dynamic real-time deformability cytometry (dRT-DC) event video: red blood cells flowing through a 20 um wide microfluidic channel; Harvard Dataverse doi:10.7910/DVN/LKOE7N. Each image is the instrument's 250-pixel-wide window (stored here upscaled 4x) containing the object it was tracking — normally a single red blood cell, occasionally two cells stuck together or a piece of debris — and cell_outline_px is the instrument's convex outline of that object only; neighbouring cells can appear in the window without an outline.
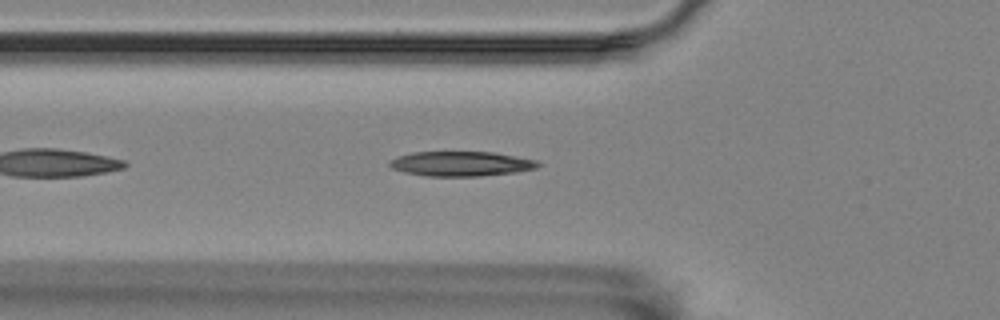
{"species": "Egyptian fruit bat (a non-hibernating species)", "species_latin": "Rousettus aegyptiacus", "temperature_condition": "room temperature", "stored_images_in_passage": 37, "camera_frame_rate_fps": 3000, "um_per_image_px": 0.085, "animal": {"sex": "female"}, "frame": {"image": 1, "passage_image": 6, "time_ms": 1.667, "image_size_px": [1000, 320], "cell_outline_px": [[540, 164], [536, 168], [516, 172], [480, 176], [424, 176], [404, 172], [392, 168], [388, 164], [388, 160], [396, 156], [412, 152], [492, 152], [536, 160]], "centroid_in_image_um": [39.12, 13.92], "position_along_channel_um": 86.7, "area_um2": 21.44}}
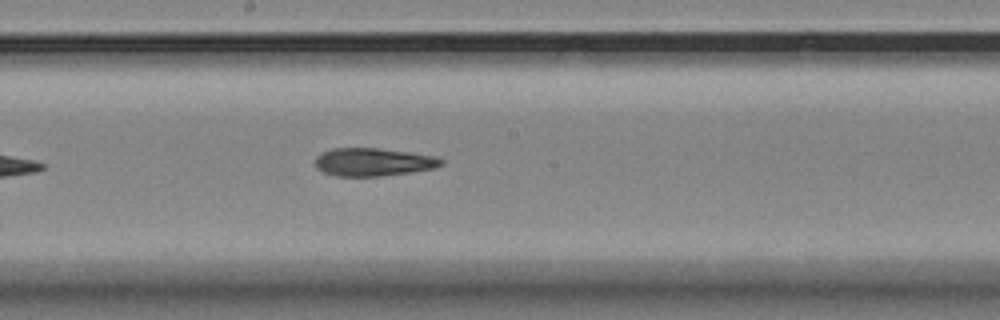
{"frame": {"image": 2, "passage_image": 17, "time_ms": 5.333, "image_size_px": [1000, 320], "cell_outline_px": [[444, 164], [436, 168], [380, 176], [336, 176], [324, 172], [316, 168], [316, 156], [320, 152], [332, 148], [376, 148], [408, 152], [436, 156], [444, 160]], "centroid_in_image_um": [31.72, 13.77], "position_along_channel_um": 216.5, "area_um2": 20.58}}
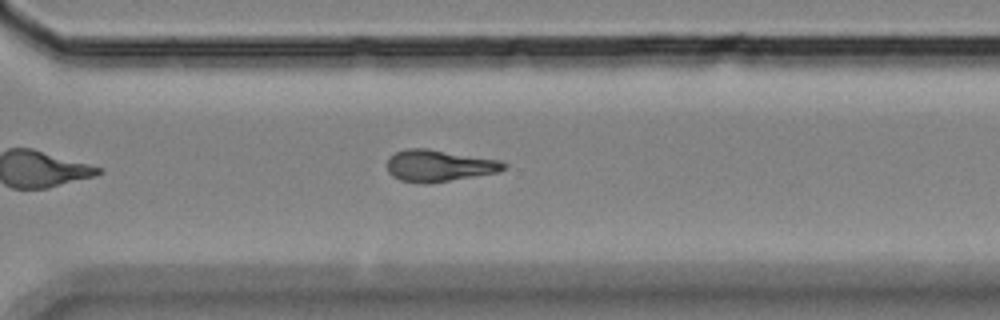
{"frame": {"image": 3, "passage_image": 27, "time_ms": 8.667, "image_size_px": [1000, 320], "cell_outline_px": [[508, 168], [500, 172], [428, 184], [420, 184], [400, 180], [392, 176], [388, 172], [388, 156], [404, 148], [428, 148], [500, 160], [508, 164]], "centroid_in_image_um": [37.33, 14.08], "position_along_channel_um": 333.3, "area_um2": 21.96}, "authors_computed_cell_mechanics": {"area_um2": 21.0392, "velocity_mm_per_s": 3.509, "shape_relaxation_time_tau1_ms": null, "shape_relaxation_time_tau2_ms": 4.9927, "deformation_change_tau1": null, "deformation_change_tau2": 0.1509}}